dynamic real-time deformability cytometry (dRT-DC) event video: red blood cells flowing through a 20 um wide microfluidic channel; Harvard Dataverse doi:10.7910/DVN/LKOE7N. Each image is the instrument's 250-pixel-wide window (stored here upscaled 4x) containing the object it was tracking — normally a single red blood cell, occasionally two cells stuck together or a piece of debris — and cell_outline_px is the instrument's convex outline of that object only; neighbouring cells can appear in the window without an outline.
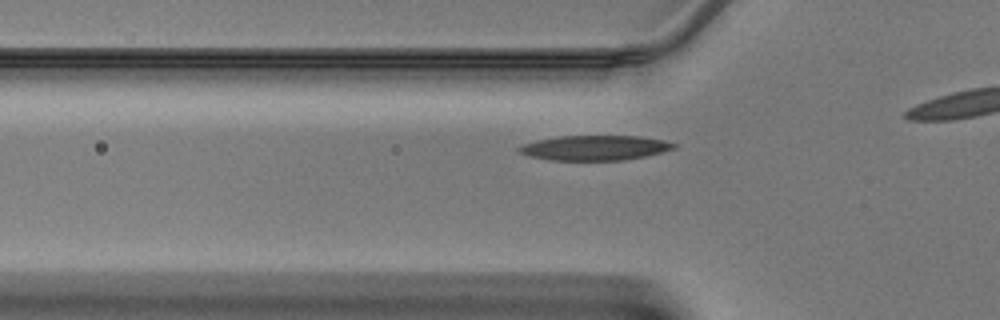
{"species": "Egyptian fruit bat (a non-hibernating species)", "species_latin": "Rousettus aegyptiacus", "temperature_condition": "warm", "stored_images_in_passage": 10, "camera_frame_rate_fps": 3000, "um_per_image_px": 0.085, "animal": {"sex": "male"}, "frame": {"image": 1, "passage_image": 5, "time_ms": 1.333, "image_size_px": [1000, 320], "cell_outline_px": [[680, 144], [676, 148], [644, 156], [624, 160], [548, 160], [532, 156], [520, 152], [516, 148], [524, 144], [536, 140], [560, 136], [640, 136], [664, 140]], "centroid_in_image_um": [50.6, 12.56], "position_along_channel_um": 75.2, "area_um2": 22.37}}
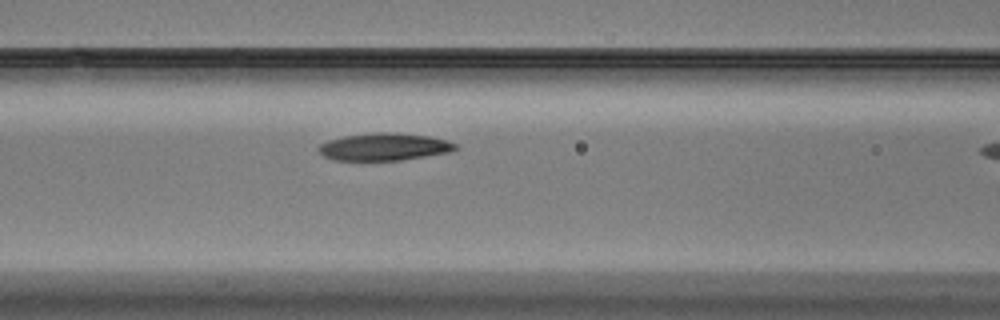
{"frame": {"image": 2, "passage_image": 9, "time_ms": 2.667, "image_size_px": [1000, 320], "cell_outline_px": [[460, 148], [448, 152], [400, 160], [332, 160], [324, 156], [316, 148], [320, 144], [328, 140], [344, 136], [376, 132], [392, 132], [428, 136], [448, 140], [456, 144]], "centroid_in_image_um": [32.64, 12.47], "position_along_channel_um": 134.0, "area_um2": 21.79}}